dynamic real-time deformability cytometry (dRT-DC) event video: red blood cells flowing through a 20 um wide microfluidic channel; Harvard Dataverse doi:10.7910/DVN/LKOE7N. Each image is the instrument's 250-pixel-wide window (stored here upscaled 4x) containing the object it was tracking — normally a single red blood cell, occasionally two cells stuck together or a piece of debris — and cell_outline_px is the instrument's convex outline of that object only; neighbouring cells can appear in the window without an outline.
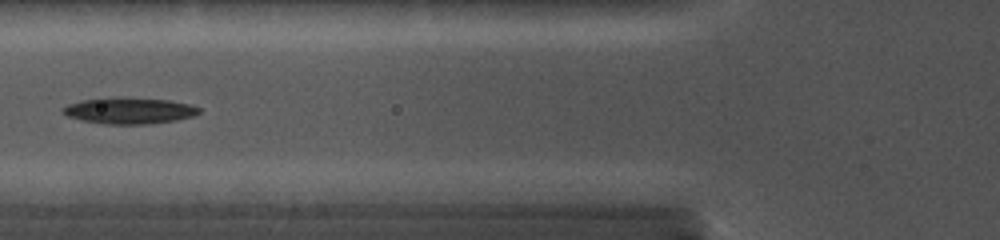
{"species": "common noctule bat (a hibernating species)", "species_latin": "Nyctalus noctula", "temperature_condition": "cold", "stored_images_in_passage": 6, "camera_frame_rate_fps": 5000, "um_per_image_px": 0.085, "animal": {"sex": "female", "body_mass_g": 19.0, "forearm_length_mm": 56.7}, "frame": {"image": 1, "passage_image": 4, "time_ms": 3.6, "image_size_px": [1000, 240], "cell_outline_px": [[200, 112], [192, 116], [176, 120], [148, 124], [108, 124], [84, 120], [68, 116], [64, 112], [64, 108], [68, 104], [84, 100], [168, 100], [188, 104], [200, 108]], "centroid_in_image_um": [11.06, 9.46], "position_along_channel_um": 114.7, "area_um2": 19.36}}
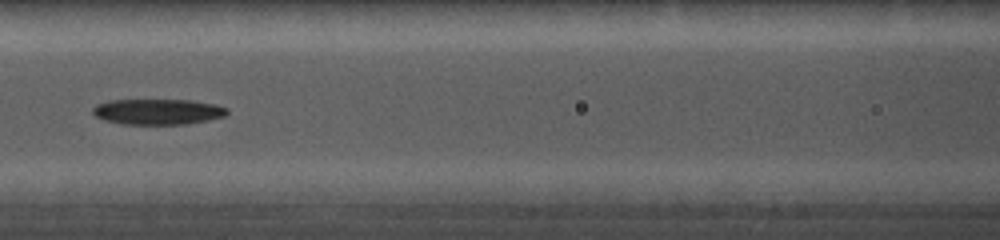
{"frame": {"image": 2, "passage_image": 5, "time_ms": 4.6, "image_size_px": [1000, 240], "cell_outline_px": [[228, 112], [224, 116], [188, 124], [124, 124], [104, 120], [96, 116], [92, 112], [92, 108], [96, 104], [112, 100], [188, 100], [212, 104], [228, 108]], "centroid_in_image_um": [13.38, 9.49], "position_along_channel_um": 153.2, "area_um2": 19.88}}